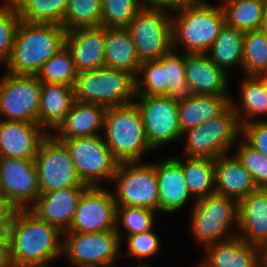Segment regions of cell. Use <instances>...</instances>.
<instances>
[{
  "label": "cell",
  "instance_id": "23",
  "mask_svg": "<svg viewBox=\"0 0 267 267\" xmlns=\"http://www.w3.org/2000/svg\"><path fill=\"white\" fill-rule=\"evenodd\" d=\"M214 179L215 193L237 201L258 190L251 174L234 154L215 159Z\"/></svg>",
  "mask_w": 267,
  "mask_h": 267
},
{
  "label": "cell",
  "instance_id": "9",
  "mask_svg": "<svg viewBox=\"0 0 267 267\" xmlns=\"http://www.w3.org/2000/svg\"><path fill=\"white\" fill-rule=\"evenodd\" d=\"M57 140L69 149L83 184L101 187L102 180L112 182L118 162L113 158L102 135Z\"/></svg>",
  "mask_w": 267,
  "mask_h": 267
},
{
  "label": "cell",
  "instance_id": "27",
  "mask_svg": "<svg viewBox=\"0 0 267 267\" xmlns=\"http://www.w3.org/2000/svg\"><path fill=\"white\" fill-rule=\"evenodd\" d=\"M244 76L240 83L238 105L233 99L230 100L241 127L258 121L260 116H267V76Z\"/></svg>",
  "mask_w": 267,
  "mask_h": 267
},
{
  "label": "cell",
  "instance_id": "24",
  "mask_svg": "<svg viewBox=\"0 0 267 267\" xmlns=\"http://www.w3.org/2000/svg\"><path fill=\"white\" fill-rule=\"evenodd\" d=\"M204 248L206 256L202 263L206 267H259V247L238 235Z\"/></svg>",
  "mask_w": 267,
  "mask_h": 267
},
{
  "label": "cell",
  "instance_id": "36",
  "mask_svg": "<svg viewBox=\"0 0 267 267\" xmlns=\"http://www.w3.org/2000/svg\"><path fill=\"white\" fill-rule=\"evenodd\" d=\"M78 71L66 45L44 63L36 77L40 82L74 87Z\"/></svg>",
  "mask_w": 267,
  "mask_h": 267
},
{
  "label": "cell",
  "instance_id": "49",
  "mask_svg": "<svg viewBox=\"0 0 267 267\" xmlns=\"http://www.w3.org/2000/svg\"><path fill=\"white\" fill-rule=\"evenodd\" d=\"M259 267H267V244L259 247Z\"/></svg>",
  "mask_w": 267,
  "mask_h": 267
},
{
  "label": "cell",
  "instance_id": "39",
  "mask_svg": "<svg viewBox=\"0 0 267 267\" xmlns=\"http://www.w3.org/2000/svg\"><path fill=\"white\" fill-rule=\"evenodd\" d=\"M141 10L140 0H101V26L126 28Z\"/></svg>",
  "mask_w": 267,
  "mask_h": 267
},
{
  "label": "cell",
  "instance_id": "12",
  "mask_svg": "<svg viewBox=\"0 0 267 267\" xmlns=\"http://www.w3.org/2000/svg\"><path fill=\"white\" fill-rule=\"evenodd\" d=\"M171 16L142 9L126 27L141 63L160 59L173 49Z\"/></svg>",
  "mask_w": 267,
  "mask_h": 267
},
{
  "label": "cell",
  "instance_id": "6",
  "mask_svg": "<svg viewBox=\"0 0 267 267\" xmlns=\"http://www.w3.org/2000/svg\"><path fill=\"white\" fill-rule=\"evenodd\" d=\"M192 206L190 231L201 246L237 235L232 232L238 227V201L234 198L214 193L196 200Z\"/></svg>",
  "mask_w": 267,
  "mask_h": 267
},
{
  "label": "cell",
  "instance_id": "47",
  "mask_svg": "<svg viewBox=\"0 0 267 267\" xmlns=\"http://www.w3.org/2000/svg\"><path fill=\"white\" fill-rule=\"evenodd\" d=\"M10 244H0V267H13L10 260Z\"/></svg>",
  "mask_w": 267,
  "mask_h": 267
},
{
  "label": "cell",
  "instance_id": "2",
  "mask_svg": "<svg viewBox=\"0 0 267 267\" xmlns=\"http://www.w3.org/2000/svg\"><path fill=\"white\" fill-rule=\"evenodd\" d=\"M66 34L60 25L20 20L5 65L7 73L36 76L44 63L65 46Z\"/></svg>",
  "mask_w": 267,
  "mask_h": 267
},
{
  "label": "cell",
  "instance_id": "7",
  "mask_svg": "<svg viewBox=\"0 0 267 267\" xmlns=\"http://www.w3.org/2000/svg\"><path fill=\"white\" fill-rule=\"evenodd\" d=\"M241 137V126L235 110L229 105L220 115L186 130L183 157H209L216 159L229 154L237 138Z\"/></svg>",
  "mask_w": 267,
  "mask_h": 267
},
{
  "label": "cell",
  "instance_id": "48",
  "mask_svg": "<svg viewBox=\"0 0 267 267\" xmlns=\"http://www.w3.org/2000/svg\"><path fill=\"white\" fill-rule=\"evenodd\" d=\"M14 208L9 204V202L0 194V219L6 218Z\"/></svg>",
  "mask_w": 267,
  "mask_h": 267
},
{
  "label": "cell",
  "instance_id": "13",
  "mask_svg": "<svg viewBox=\"0 0 267 267\" xmlns=\"http://www.w3.org/2000/svg\"><path fill=\"white\" fill-rule=\"evenodd\" d=\"M41 82L36 76L6 73L0 79L1 120L38 124Z\"/></svg>",
  "mask_w": 267,
  "mask_h": 267
},
{
  "label": "cell",
  "instance_id": "17",
  "mask_svg": "<svg viewBox=\"0 0 267 267\" xmlns=\"http://www.w3.org/2000/svg\"><path fill=\"white\" fill-rule=\"evenodd\" d=\"M185 75L193 95L225 96L231 100L227 95L230 76L206 53L185 54Z\"/></svg>",
  "mask_w": 267,
  "mask_h": 267
},
{
  "label": "cell",
  "instance_id": "40",
  "mask_svg": "<svg viewBox=\"0 0 267 267\" xmlns=\"http://www.w3.org/2000/svg\"><path fill=\"white\" fill-rule=\"evenodd\" d=\"M138 74L135 96H164V56L142 62Z\"/></svg>",
  "mask_w": 267,
  "mask_h": 267
},
{
  "label": "cell",
  "instance_id": "4",
  "mask_svg": "<svg viewBox=\"0 0 267 267\" xmlns=\"http://www.w3.org/2000/svg\"><path fill=\"white\" fill-rule=\"evenodd\" d=\"M103 131L104 141L118 163L141 162L144 153L153 150L134 102L106 108Z\"/></svg>",
  "mask_w": 267,
  "mask_h": 267
},
{
  "label": "cell",
  "instance_id": "1",
  "mask_svg": "<svg viewBox=\"0 0 267 267\" xmlns=\"http://www.w3.org/2000/svg\"><path fill=\"white\" fill-rule=\"evenodd\" d=\"M63 235L30 209H14L10 231L13 267H47L63 253Z\"/></svg>",
  "mask_w": 267,
  "mask_h": 267
},
{
  "label": "cell",
  "instance_id": "52",
  "mask_svg": "<svg viewBox=\"0 0 267 267\" xmlns=\"http://www.w3.org/2000/svg\"><path fill=\"white\" fill-rule=\"evenodd\" d=\"M12 2H14V0H4L3 4H8V3H12Z\"/></svg>",
  "mask_w": 267,
  "mask_h": 267
},
{
  "label": "cell",
  "instance_id": "33",
  "mask_svg": "<svg viewBox=\"0 0 267 267\" xmlns=\"http://www.w3.org/2000/svg\"><path fill=\"white\" fill-rule=\"evenodd\" d=\"M220 5L227 25L242 32L260 29L263 20L262 0H225Z\"/></svg>",
  "mask_w": 267,
  "mask_h": 267
},
{
  "label": "cell",
  "instance_id": "43",
  "mask_svg": "<svg viewBox=\"0 0 267 267\" xmlns=\"http://www.w3.org/2000/svg\"><path fill=\"white\" fill-rule=\"evenodd\" d=\"M125 237L128 252L126 253L129 257H134L138 262L142 259L151 258L160 251L161 238L154 232L153 229Z\"/></svg>",
  "mask_w": 267,
  "mask_h": 267
},
{
  "label": "cell",
  "instance_id": "20",
  "mask_svg": "<svg viewBox=\"0 0 267 267\" xmlns=\"http://www.w3.org/2000/svg\"><path fill=\"white\" fill-rule=\"evenodd\" d=\"M160 162L155 163L159 213L172 214L181 210L188 200L194 198L187 188L182 166L174 156Z\"/></svg>",
  "mask_w": 267,
  "mask_h": 267
},
{
  "label": "cell",
  "instance_id": "3",
  "mask_svg": "<svg viewBox=\"0 0 267 267\" xmlns=\"http://www.w3.org/2000/svg\"><path fill=\"white\" fill-rule=\"evenodd\" d=\"M176 14L172 16L173 50L181 46L184 54L208 53L225 24L221 5L189 0Z\"/></svg>",
  "mask_w": 267,
  "mask_h": 267
},
{
  "label": "cell",
  "instance_id": "37",
  "mask_svg": "<svg viewBox=\"0 0 267 267\" xmlns=\"http://www.w3.org/2000/svg\"><path fill=\"white\" fill-rule=\"evenodd\" d=\"M62 26L65 31L101 26V0H68Z\"/></svg>",
  "mask_w": 267,
  "mask_h": 267
},
{
  "label": "cell",
  "instance_id": "46",
  "mask_svg": "<svg viewBox=\"0 0 267 267\" xmlns=\"http://www.w3.org/2000/svg\"><path fill=\"white\" fill-rule=\"evenodd\" d=\"M14 210L6 217L0 219V244H10L11 224Z\"/></svg>",
  "mask_w": 267,
  "mask_h": 267
},
{
  "label": "cell",
  "instance_id": "22",
  "mask_svg": "<svg viewBox=\"0 0 267 267\" xmlns=\"http://www.w3.org/2000/svg\"><path fill=\"white\" fill-rule=\"evenodd\" d=\"M237 235L258 247L267 244V187L238 201Z\"/></svg>",
  "mask_w": 267,
  "mask_h": 267
},
{
  "label": "cell",
  "instance_id": "41",
  "mask_svg": "<svg viewBox=\"0 0 267 267\" xmlns=\"http://www.w3.org/2000/svg\"><path fill=\"white\" fill-rule=\"evenodd\" d=\"M233 153L251 174L258 189L267 187V156L255 150L243 138Z\"/></svg>",
  "mask_w": 267,
  "mask_h": 267
},
{
  "label": "cell",
  "instance_id": "51",
  "mask_svg": "<svg viewBox=\"0 0 267 267\" xmlns=\"http://www.w3.org/2000/svg\"><path fill=\"white\" fill-rule=\"evenodd\" d=\"M150 265H148V263H138L137 266H134V267H149Z\"/></svg>",
  "mask_w": 267,
  "mask_h": 267
},
{
  "label": "cell",
  "instance_id": "26",
  "mask_svg": "<svg viewBox=\"0 0 267 267\" xmlns=\"http://www.w3.org/2000/svg\"><path fill=\"white\" fill-rule=\"evenodd\" d=\"M74 101L73 87L41 82L38 124L48 134L53 133L64 121Z\"/></svg>",
  "mask_w": 267,
  "mask_h": 267
},
{
  "label": "cell",
  "instance_id": "25",
  "mask_svg": "<svg viewBox=\"0 0 267 267\" xmlns=\"http://www.w3.org/2000/svg\"><path fill=\"white\" fill-rule=\"evenodd\" d=\"M106 108L99 104L74 101L64 121L52 133L56 139L101 135ZM99 131V133H98Z\"/></svg>",
  "mask_w": 267,
  "mask_h": 267
},
{
  "label": "cell",
  "instance_id": "42",
  "mask_svg": "<svg viewBox=\"0 0 267 267\" xmlns=\"http://www.w3.org/2000/svg\"><path fill=\"white\" fill-rule=\"evenodd\" d=\"M20 18L14 4L0 2V65L7 64ZM2 62V63H1Z\"/></svg>",
  "mask_w": 267,
  "mask_h": 267
},
{
  "label": "cell",
  "instance_id": "54",
  "mask_svg": "<svg viewBox=\"0 0 267 267\" xmlns=\"http://www.w3.org/2000/svg\"><path fill=\"white\" fill-rule=\"evenodd\" d=\"M197 1H200V2H205V0H197ZM225 1V0H221V3Z\"/></svg>",
  "mask_w": 267,
  "mask_h": 267
},
{
  "label": "cell",
  "instance_id": "35",
  "mask_svg": "<svg viewBox=\"0 0 267 267\" xmlns=\"http://www.w3.org/2000/svg\"><path fill=\"white\" fill-rule=\"evenodd\" d=\"M242 72L267 76V36L260 30L244 32Z\"/></svg>",
  "mask_w": 267,
  "mask_h": 267
},
{
  "label": "cell",
  "instance_id": "38",
  "mask_svg": "<svg viewBox=\"0 0 267 267\" xmlns=\"http://www.w3.org/2000/svg\"><path fill=\"white\" fill-rule=\"evenodd\" d=\"M157 213L145 207L116 205L115 230L121 242L123 237L120 228L123 227L126 231V235L124 236L147 232L153 229L154 219Z\"/></svg>",
  "mask_w": 267,
  "mask_h": 267
},
{
  "label": "cell",
  "instance_id": "44",
  "mask_svg": "<svg viewBox=\"0 0 267 267\" xmlns=\"http://www.w3.org/2000/svg\"><path fill=\"white\" fill-rule=\"evenodd\" d=\"M250 122L241 127V136L255 150L267 156V120Z\"/></svg>",
  "mask_w": 267,
  "mask_h": 267
},
{
  "label": "cell",
  "instance_id": "31",
  "mask_svg": "<svg viewBox=\"0 0 267 267\" xmlns=\"http://www.w3.org/2000/svg\"><path fill=\"white\" fill-rule=\"evenodd\" d=\"M243 38L244 32L225 23L206 54L229 75L233 67L242 68Z\"/></svg>",
  "mask_w": 267,
  "mask_h": 267
},
{
  "label": "cell",
  "instance_id": "21",
  "mask_svg": "<svg viewBox=\"0 0 267 267\" xmlns=\"http://www.w3.org/2000/svg\"><path fill=\"white\" fill-rule=\"evenodd\" d=\"M47 135L37 123L0 119V156L35 159L40 142Z\"/></svg>",
  "mask_w": 267,
  "mask_h": 267
},
{
  "label": "cell",
  "instance_id": "19",
  "mask_svg": "<svg viewBox=\"0 0 267 267\" xmlns=\"http://www.w3.org/2000/svg\"><path fill=\"white\" fill-rule=\"evenodd\" d=\"M88 186H71L39 195L30 208L41 220L57 227L61 232L68 231L80 196Z\"/></svg>",
  "mask_w": 267,
  "mask_h": 267
},
{
  "label": "cell",
  "instance_id": "30",
  "mask_svg": "<svg viewBox=\"0 0 267 267\" xmlns=\"http://www.w3.org/2000/svg\"><path fill=\"white\" fill-rule=\"evenodd\" d=\"M182 166L187 188L196 200L215 193V159L209 157H174ZM186 160V161H185Z\"/></svg>",
  "mask_w": 267,
  "mask_h": 267
},
{
  "label": "cell",
  "instance_id": "53",
  "mask_svg": "<svg viewBox=\"0 0 267 267\" xmlns=\"http://www.w3.org/2000/svg\"><path fill=\"white\" fill-rule=\"evenodd\" d=\"M196 267H206V266L201 262V263H199V265L196 266Z\"/></svg>",
  "mask_w": 267,
  "mask_h": 267
},
{
  "label": "cell",
  "instance_id": "50",
  "mask_svg": "<svg viewBox=\"0 0 267 267\" xmlns=\"http://www.w3.org/2000/svg\"><path fill=\"white\" fill-rule=\"evenodd\" d=\"M263 6V20L260 26V30L267 36V0H262Z\"/></svg>",
  "mask_w": 267,
  "mask_h": 267
},
{
  "label": "cell",
  "instance_id": "15",
  "mask_svg": "<svg viewBox=\"0 0 267 267\" xmlns=\"http://www.w3.org/2000/svg\"><path fill=\"white\" fill-rule=\"evenodd\" d=\"M0 189L14 209H30L40 195L34 159L0 156Z\"/></svg>",
  "mask_w": 267,
  "mask_h": 267
},
{
  "label": "cell",
  "instance_id": "28",
  "mask_svg": "<svg viewBox=\"0 0 267 267\" xmlns=\"http://www.w3.org/2000/svg\"><path fill=\"white\" fill-rule=\"evenodd\" d=\"M105 66L138 75L141 62L126 28H106Z\"/></svg>",
  "mask_w": 267,
  "mask_h": 267
},
{
  "label": "cell",
  "instance_id": "18",
  "mask_svg": "<svg viewBox=\"0 0 267 267\" xmlns=\"http://www.w3.org/2000/svg\"><path fill=\"white\" fill-rule=\"evenodd\" d=\"M106 27L77 28L68 31L65 45L79 72L105 66Z\"/></svg>",
  "mask_w": 267,
  "mask_h": 267
},
{
  "label": "cell",
  "instance_id": "32",
  "mask_svg": "<svg viewBox=\"0 0 267 267\" xmlns=\"http://www.w3.org/2000/svg\"><path fill=\"white\" fill-rule=\"evenodd\" d=\"M68 0H14L21 21L62 26Z\"/></svg>",
  "mask_w": 267,
  "mask_h": 267
},
{
  "label": "cell",
  "instance_id": "16",
  "mask_svg": "<svg viewBox=\"0 0 267 267\" xmlns=\"http://www.w3.org/2000/svg\"><path fill=\"white\" fill-rule=\"evenodd\" d=\"M116 204L107 188L88 186L79 198L66 232L92 233L115 230Z\"/></svg>",
  "mask_w": 267,
  "mask_h": 267
},
{
  "label": "cell",
  "instance_id": "34",
  "mask_svg": "<svg viewBox=\"0 0 267 267\" xmlns=\"http://www.w3.org/2000/svg\"><path fill=\"white\" fill-rule=\"evenodd\" d=\"M176 52L172 49L164 55V96L181 102L191 98L193 93L186 83L185 54Z\"/></svg>",
  "mask_w": 267,
  "mask_h": 267
},
{
  "label": "cell",
  "instance_id": "29",
  "mask_svg": "<svg viewBox=\"0 0 267 267\" xmlns=\"http://www.w3.org/2000/svg\"><path fill=\"white\" fill-rule=\"evenodd\" d=\"M229 105L230 100L225 96L193 95L178 102L181 133L217 117Z\"/></svg>",
  "mask_w": 267,
  "mask_h": 267
},
{
  "label": "cell",
  "instance_id": "14",
  "mask_svg": "<svg viewBox=\"0 0 267 267\" xmlns=\"http://www.w3.org/2000/svg\"><path fill=\"white\" fill-rule=\"evenodd\" d=\"M148 143L153 150L180 140L178 102L168 96H135ZM164 144V145H163Z\"/></svg>",
  "mask_w": 267,
  "mask_h": 267
},
{
  "label": "cell",
  "instance_id": "45",
  "mask_svg": "<svg viewBox=\"0 0 267 267\" xmlns=\"http://www.w3.org/2000/svg\"><path fill=\"white\" fill-rule=\"evenodd\" d=\"M189 0H140L141 7L149 11L178 12ZM174 10V11H173Z\"/></svg>",
  "mask_w": 267,
  "mask_h": 267
},
{
  "label": "cell",
  "instance_id": "10",
  "mask_svg": "<svg viewBox=\"0 0 267 267\" xmlns=\"http://www.w3.org/2000/svg\"><path fill=\"white\" fill-rule=\"evenodd\" d=\"M40 194L71 186H87L79 178L66 145L48 134L35 156Z\"/></svg>",
  "mask_w": 267,
  "mask_h": 267
},
{
  "label": "cell",
  "instance_id": "11",
  "mask_svg": "<svg viewBox=\"0 0 267 267\" xmlns=\"http://www.w3.org/2000/svg\"><path fill=\"white\" fill-rule=\"evenodd\" d=\"M63 234V252L76 267H114L124 243L116 230Z\"/></svg>",
  "mask_w": 267,
  "mask_h": 267
},
{
  "label": "cell",
  "instance_id": "5",
  "mask_svg": "<svg viewBox=\"0 0 267 267\" xmlns=\"http://www.w3.org/2000/svg\"><path fill=\"white\" fill-rule=\"evenodd\" d=\"M73 90L79 102L105 108L127 105L135 98V77L127 71L103 66L79 72Z\"/></svg>",
  "mask_w": 267,
  "mask_h": 267
},
{
  "label": "cell",
  "instance_id": "8",
  "mask_svg": "<svg viewBox=\"0 0 267 267\" xmlns=\"http://www.w3.org/2000/svg\"><path fill=\"white\" fill-rule=\"evenodd\" d=\"M113 196L116 205L145 207L159 212L155 163H118Z\"/></svg>",
  "mask_w": 267,
  "mask_h": 267
}]
</instances>
